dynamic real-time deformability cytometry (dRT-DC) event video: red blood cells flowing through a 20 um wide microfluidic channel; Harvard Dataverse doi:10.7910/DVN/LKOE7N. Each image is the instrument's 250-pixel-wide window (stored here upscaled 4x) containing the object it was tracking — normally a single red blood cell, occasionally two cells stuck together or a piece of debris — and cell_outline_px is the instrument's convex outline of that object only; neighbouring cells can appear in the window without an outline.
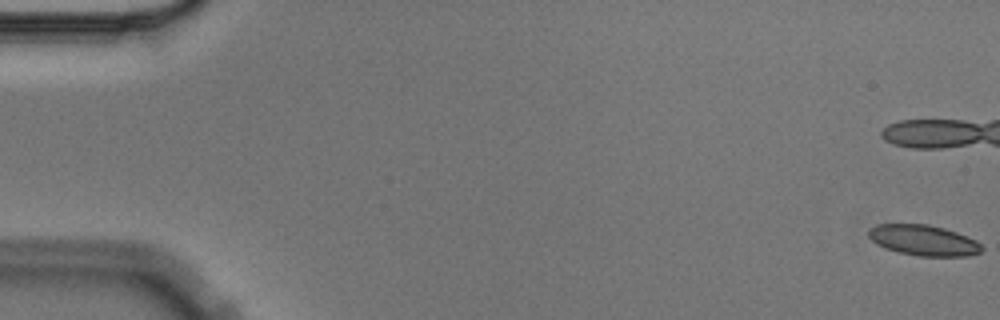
{"species": "Egyptian fruit bat (a non-hibernating species)", "species_latin": "Rousettus aegyptiacus", "temperature_condition": "cold", "stored_images_in_passage": 5, "camera_frame_rate_fps": 3000, "um_per_image_px": 0.085, "animal": {"sex": "male"}, "frame": {"image": 1, "passage_image": 1, "time_ms": 0.0, "image_size_px": [1000, 320], "cell_outline_px": [[984, 248], [980, 252], [968, 256], [920, 256], [900, 252], [884, 248], [876, 244], [868, 236], [868, 228], [876, 224], [928, 224], [944, 228], [956, 232], [976, 240]], "centroid_in_image_um": [78.48, 20.42], "position_along_channel_um": 6.5, "area_um2": 20.23}}